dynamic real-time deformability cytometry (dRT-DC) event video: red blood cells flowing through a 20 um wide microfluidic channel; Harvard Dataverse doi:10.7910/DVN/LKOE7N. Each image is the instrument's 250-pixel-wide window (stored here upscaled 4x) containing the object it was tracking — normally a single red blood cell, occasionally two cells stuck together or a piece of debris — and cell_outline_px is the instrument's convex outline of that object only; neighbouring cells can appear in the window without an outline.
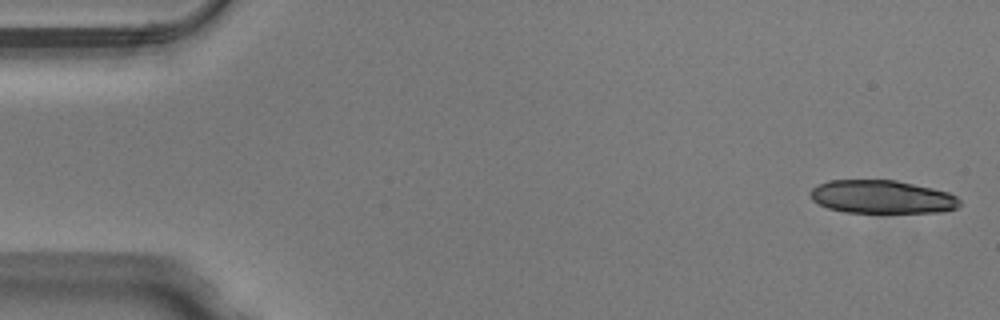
{"species": "Egyptian fruit bat (a non-hibernating species)", "species_latin": "Rousettus aegyptiacus", "temperature_condition": "warm", "stored_images_in_passage": 48, "segment_of_instrument_passage": [1, 2], "camera_frame_rate_fps": 3000, "um_per_image_px": 0.085, "animal": {"sex": "male"}, "frame": {"image": 1, "passage_image": 1, "time_ms": 0.0, "image_size_px": [1000, 320], "cell_outline_px": [[960, 204], [956, 208], [940, 212], [844, 212], [828, 208], [812, 200], [812, 188], [816, 184], [828, 180], [896, 180], [932, 188], [948, 192], [956, 196], [960, 200]], "centroid_in_image_um": [74.96, 16.73], "position_along_channel_um": 10.0, "area_um2": 28.78}}
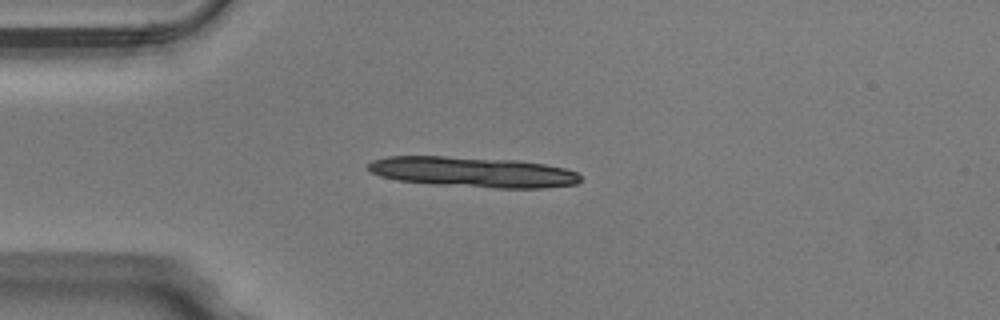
{"frame": {"image": 2, "passage_image": 12, "time_ms": 3.667, "image_size_px": [1000, 320], "cell_outline_px": [[580, 180], [576, 184], [544, 188], [496, 188], [432, 184], [396, 180], [380, 176], [364, 168], [372, 160], [388, 156], [444, 156], [516, 160], [544, 164], [564, 168], [576, 172], [580, 176]], "centroid_in_image_um": [40.16, 14.62], "position_along_channel_um": 44.8, "area_um2": 37.69}}